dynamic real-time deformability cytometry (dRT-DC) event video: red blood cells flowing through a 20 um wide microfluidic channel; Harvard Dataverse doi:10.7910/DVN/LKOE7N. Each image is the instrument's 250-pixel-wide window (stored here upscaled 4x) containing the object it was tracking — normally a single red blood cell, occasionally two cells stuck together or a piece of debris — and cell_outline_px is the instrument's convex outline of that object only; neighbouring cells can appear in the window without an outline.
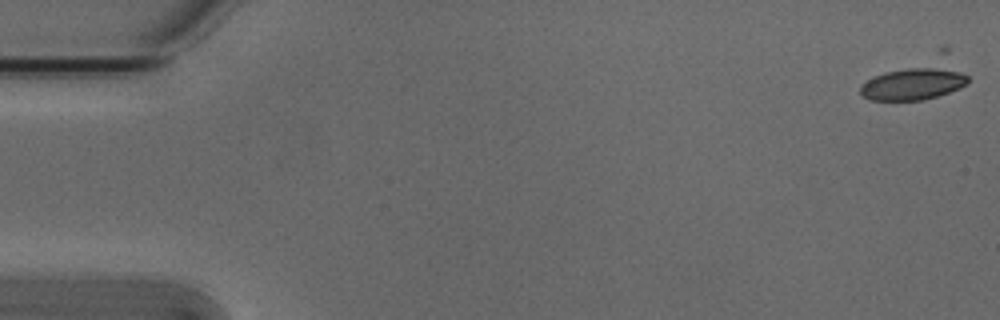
{"species": "Egyptian fruit bat (a non-hibernating species)", "species_latin": "Rousettus aegyptiacus", "temperature_condition": "cold", "stored_images_in_passage": 37, "camera_frame_rate_fps": 3000, "um_per_image_px": 0.085, "animal": {"sex": "male"}, "frame": {"image": 1, "passage_image": 2, "time_ms": 0.333, "image_size_px": [1000, 320], "cell_outline_px": [[968, 84], [960, 88], [924, 100], [868, 100], [860, 92], [860, 88], [868, 80], [884, 72], [908, 68], [948, 68], [960, 72], [968, 76]], "centroid_in_image_um": [77.62, 7.14], "position_along_channel_um": 7.4, "area_um2": 19.65}}
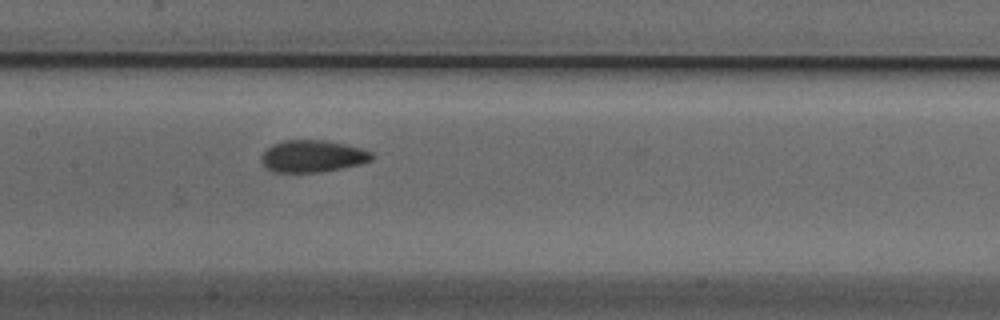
{"frame": {"image": 2, "passage_image": 27, "time_ms": 8.667, "image_size_px": [1000, 320], "cell_outline_px": [[376, 156], [372, 160], [360, 164], [320, 172], [272, 172], [260, 160], [260, 156], [272, 144], [284, 140], [324, 140], [344, 144], [360, 148], [372, 152]], "centroid_in_image_um": [26.57, 13.27], "position_along_channel_um": 180.8, "area_um2": 20.58}}
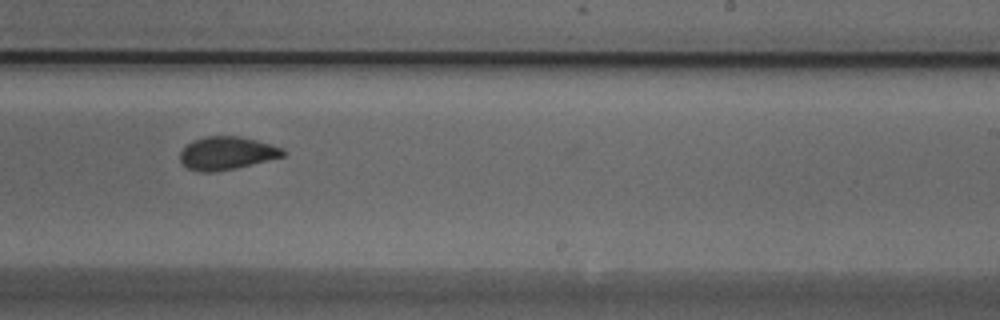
{"frame": {"image": 3, "passage_image": 34, "time_ms": 11.0, "image_size_px": [1000, 320], "cell_outline_px": [[288, 152], [284, 156], [236, 168], [216, 172], [200, 172], [188, 168], [180, 160], [180, 152], [192, 140], [204, 136], [240, 136], [272, 144], [284, 148]], "centroid_in_image_um": [19.3, 13.01], "position_along_channel_um": 269.7, "area_um2": 19.94}}